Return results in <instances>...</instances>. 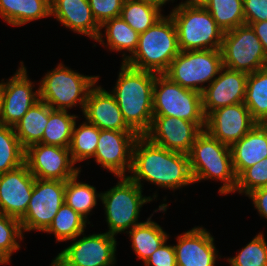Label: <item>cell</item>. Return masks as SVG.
I'll return each instance as SVG.
<instances>
[{"instance_id": "8fae6325", "label": "cell", "mask_w": 267, "mask_h": 266, "mask_svg": "<svg viewBox=\"0 0 267 266\" xmlns=\"http://www.w3.org/2000/svg\"><path fill=\"white\" fill-rule=\"evenodd\" d=\"M76 240L52 260L50 266H114L116 264V236L94 233Z\"/></svg>"}, {"instance_id": "5b68a950", "label": "cell", "mask_w": 267, "mask_h": 266, "mask_svg": "<svg viewBox=\"0 0 267 266\" xmlns=\"http://www.w3.org/2000/svg\"><path fill=\"white\" fill-rule=\"evenodd\" d=\"M99 77L80 74L61 62L39 81V99L55 110L68 111L79 105L83 113L88 94Z\"/></svg>"}, {"instance_id": "8992f818", "label": "cell", "mask_w": 267, "mask_h": 266, "mask_svg": "<svg viewBox=\"0 0 267 266\" xmlns=\"http://www.w3.org/2000/svg\"><path fill=\"white\" fill-rule=\"evenodd\" d=\"M115 186L101 193V201L104 205L107 233L113 236L122 232H128L134 226L140 224L138 218L143 205L157 198V194L143 196L142 188L128 176L118 177Z\"/></svg>"}, {"instance_id": "5bb4252c", "label": "cell", "mask_w": 267, "mask_h": 266, "mask_svg": "<svg viewBox=\"0 0 267 266\" xmlns=\"http://www.w3.org/2000/svg\"><path fill=\"white\" fill-rule=\"evenodd\" d=\"M24 63L6 82H0L2 123L14 127L24 114L39 101V89L34 92V82L30 81Z\"/></svg>"}, {"instance_id": "f6af8a7d", "label": "cell", "mask_w": 267, "mask_h": 266, "mask_svg": "<svg viewBox=\"0 0 267 266\" xmlns=\"http://www.w3.org/2000/svg\"><path fill=\"white\" fill-rule=\"evenodd\" d=\"M140 1L152 4L156 7H158L162 11L163 5H166L170 1H172V3H174L173 1H175V0H140Z\"/></svg>"}, {"instance_id": "4fadbf2b", "label": "cell", "mask_w": 267, "mask_h": 266, "mask_svg": "<svg viewBox=\"0 0 267 266\" xmlns=\"http://www.w3.org/2000/svg\"><path fill=\"white\" fill-rule=\"evenodd\" d=\"M25 163L30 173L41 180L67 181L81 169L75 167L69 148L36 143L25 149Z\"/></svg>"}, {"instance_id": "1f68e13d", "label": "cell", "mask_w": 267, "mask_h": 266, "mask_svg": "<svg viewBox=\"0 0 267 266\" xmlns=\"http://www.w3.org/2000/svg\"><path fill=\"white\" fill-rule=\"evenodd\" d=\"M76 123L69 145L70 155L75 164L94 157L99 139V128L94 124L89 123L86 119L78 127Z\"/></svg>"}, {"instance_id": "7dc6e473", "label": "cell", "mask_w": 267, "mask_h": 266, "mask_svg": "<svg viewBox=\"0 0 267 266\" xmlns=\"http://www.w3.org/2000/svg\"><path fill=\"white\" fill-rule=\"evenodd\" d=\"M3 125L2 123V112H1V96H0V126Z\"/></svg>"}, {"instance_id": "ac0fdd59", "label": "cell", "mask_w": 267, "mask_h": 266, "mask_svg": "<svg viewBox=\"0 0 267 266\" xmlns=\"http://www.w3.org/2000/svg\"><path fill=\"white\" fill-rule=\"evenodd\" d=\"M34 181L26 163L0 174V214L20 220L27 211Z\"/></svg>"}, {"instance_id": "7402d4cb", "label": "cell", "mask_w": 267, "mask_h": 266, "mask_svg": "<svg viewBox=\"0 0 267 266\" xmlns=\"http://www.w3.org/2000/svg\"><path fill=\"white\" fill-rule=\"evenodd\" d=\"M51 16L74 33L96 40L100 25L95 20L88 0H51Z\"/></svg>"}, {"instance_id": "7bdbcfd3", "label": "cell", "mask_w": 267, "mask_h": 266, "mask_svg": "<svg viewBox=\"0 0 267 266\" xmlns=\"http://www.w3.org/2000/svg\"><path fill=\"white\" fill-rule=\"evenodd\" d=\"M249 25L256 33V36L260 40L263 49L267 55V20L256 23H250Z\"/></svg>"}, {"instance_id": "7a4b0ae2", "label": "cell", "mask_w": 267, "mask_h": 266, "mask_svg": "<svg viewBox=\"0 0 267 266\" xmlns=\"http://www.w3.org/2000/svg\"><path fill=\"white\" fill-rule=\"evenodd\" d=\"M156 74L137 70L121 62L112 91L127 125L139 136L145 135L153 120V88Z\"/></svg>"}, {"instance_id": "9c48e42d", "label": "cell", "mask_w": 267, "mask_h": 266, "mask_svg": "<svg viewBox=\"0 0 267 266\" xmlns=\"http://www.w3.org/2000/svg\"><path fill=\"white\" fill-rule=\"evenodd\" d=\"M222 67L220 49L181 51L164 74L182 87L202 93Z\"/></svg>"}, {"instance_id": "bcb514c9", "label": "cell", "mask_w": 267, "mask_h": 266, "mask_svg": "<svg viewBox=\"0 0 267 266\" xmlns=\"http://www.w3.org/2000/svg\"><path fill=\"white\" fill-rule=\"evenodd\" d=\"M259 124L267 131V116Z\"/></svg>"}, {"instance_id": "ba28073f", "label": "cell", "mask_w": 267, "mask_h": 266, "mask_svg": "<svg viewBox=\"0 0 267 266\" xmlns=\"http://www.w3.org/2000/svg\"><path fill=\"white\" fill-rule=\"evenodd\" d=\"M153 116H171L190 122H206L202 94L182 87L165 74H156L153 88Z\"/></svg>"}, {"instance_id": "d6a6232c", "label": "cell", "mask_w": 267, "mask_h": 266, "mask_svg": "<svg viewBox=\"0 0 267 266\" xmlns=\"http://www.w3.org/2000/svg\"><path fill=\"white\" fill-rule=\"evenodd\" d=\"M162 16L158 7L140 0H125L120 14V17L139 34L152 27Z\"/></svg>"}, {"instance_id": "4dcf8cb0", "label": "cell", "mask_w": 267, "mask_h": 266, "mask_svg": "<svg viewBox=\"0 0 267 266\" xmlns=\"http://www.w3.org/2000/svg\"><path fill=\"white\" fill-rule=\"evenodd\" d=\"M86 224L90 223L64 202L45 232L53 233L58 242H66L80 237L85 232Z\"/></svg>"}, {"instance_id": "52a82bcc", "label": "cell", "mask_w": 267, "mask_h": 266, "mask_svg": "<svg viewBox=\"0 0 267 266\" xmlns=\"http://www.w3.org/2000/svg\"><path fill=\"white\" fill-rule=\"evenodd\" d=\"M180 51L220 49L224 32L205 7H174L170 11Z\"/></svg>"}, {"instance_id": "30bf717a", "label": "cell", "mask_w": 267, "mask_h": 266, "mask_svg": "<svg viewBox=\"0 0 267 266\" xmlns=\"http://www.w3.org/2000/svg\"><path fill=\"white\" fill-rule=\"evenodd\" d=\"M223 66L253 73L267 66V55L250 25L243 24L224 32L221 44Z\"/></svg>"}, {"instance_id": "83f0119b", "label": "cell", "mask_w": 267, "mask_h": 266, "mask_svg": "<svg viewBox=\"0 0 267 266\" xmlns=\"http://www.w3.org/2000/svg\"><path fill=\"white\" fill-rule=\"evenodd\" d=\"M77 115L65 110H55L48 105V122L43 132L42 141L45 145H56L69 148Z\"/></svg>"}, {"instance_id": "e0dca14e", "label": "cell", "mask_w": 267, "mask_h": 266, "mask_svg": "<svg viewBox=\"0 0 267 266\" xmlns=\"http://www.w3.org/2000/svg\"><path fill=\"white\" fill-rule=\"evenodd\" d=\"M255 124L250 111L242 102L212 111L206 117L205 130L218 141L231 147L245 136Z\"/></svg>"}, {"instance_id": "44dd1931", "label": "cell", "mask_w": 267, "mask_h": 266, "mask_svg": "<svg viewBox=\"0 0 267 266\" xmlns=\"http://www.w3.org/2000/svg\"><path fill=\"white\" fill-rule=\"evenodd\" d=\"M83 116L100 130L133 131L125 122L115 97L101 85L89 92Z\"/></svg>"}, {"instance_id": "7c38bea8", "label": "cell", "mask_w": 267, "mask_h": 266, "mask_svg": "<svg viewBox=\"0 0 267 266\" xmlns=\"http://www.w3.org/2000/svg\"><path fill=\"white\" fill-rule=\"evenodd\" d=\"M65 181L35 178L25 215L20 219L22 232H45L64 204Z\"/></svg>"}, {"instance_id": "4316f807", "label": "cell", "mask_w": 267, "mask_h": 266, "mask_svg": "<svg viewBox=\"0 0 267 266\" xmlns=\"http://www.w3.org/2000/svg\"><path fill=\"white\" fill-rule=\"evenodd\" d=\"M47 122L48 104L39 100L13 127L20 144L24 149L42 141L43 132Z\"/></svg>"}, {"instance_id": "3957f363", "label": "cell", "mask_w": 267, "mask_h": 266, "mask_svg": "<svg viewBox=\"0 0 267 266\" xmlns=\"http://www.w3.org/2000/svg\"><path fill=\"white\" fill-rule=\"evenodd\" d=\"M188 156L194 183L206 179L217 180L223 183L219 187L220 195L234 193L237 177L233 170L229 146L203 130L195 139Z\"/></svg>"}, {"instance_id": "836d02e7", "label": "cell", "mask_w": 267, "mask_h": 266, "mask_svg": "<svg viewBox=\"0 0 267 266\" xmlns=\"http://www.w3.org/2000/svg\"><path fill=\"white\" fill-rule=\"evenodd\" d=\"M243 0H208L205 6L218 27L228 32L245 24Z\"/></svg>"}, {"instance_id": "603a6c76", "label": "cell", "mask_w": 267, "mask_h": 266, "mask_svg": "<svg viewBox=\"0 0 267 266\" xmlns=\"http://www.w3.org/2000/svg\"><path fill=\"white\" fill-rule=\"evenodd\" d=\"M230 149L233 170L238 177L246 168L267 157V131L259 123H256Z\"/></svg>"}, {"instance_id": "ffe728a7", "label": "cell", "mask_w": 267, "mask_h": 266, "mask_svg": "<svg viewBox=\"0 0 267 266\" xmlns=\"http://www.w3.org/2000/svg\"><path fill=\"white\" fill-rule=\"evenodd\" d=\"M174 245L177 266H215L218 251L214 237L203 226L177 235Z\"/></svg>"}, {"instance_id": "b9f144b4", "label": "cell", "mask_w": 267, "mask_h": 266, "mask_svg": "<svg viewBox=\"0 0 267 266\" xmlns=\"http://www.w3.org/2000/svg\"><path fill=\"white\" fill-rule=\"evenodd\" d=\"M247 197L253 201L258 214L267 219V187L255 189Z\"/></svg>"}, {"instance_id": "2e32d148", "label": "cell", "mask_w": 267, "mask_h": 266, "mask_svg": "<svg viewBox=\"0 0 267 266\" xmlns=\"http://www.w3.org/2000/svg\"><path fill=\"white\" fill-rule=\"evenodd\" d=\"M206 122H190L171 116H153L149 131L144 135L152 143L170 151L189 154Z\"/></svg>"}, {"instance_id": "277c9868", "label": "cell", "mask_w": 267, "mask_h": 266, "mask_svg": "<svg viewBox=\"0 0 267 266\" xmlns=\"http://www.w3.org/2000/svg\"><path fill=\"white\" fill-rule=\"evenodd\" d=\"M180 52L175 23L170 14L163 15L139 34L137 49L125 64L137 70L164 74Z\"/></svg>"}, {"instance_id": "484cf974", "label": "cell", "mask_w": 267, "mask_h": 266, "mask_svg": "<svg viewBox=\"0 0 267 266\" xmlns=\"http://www.w3.org/2000/svg\"><path fill=\"white\" fill-rule=\"evenodd\" d=\"M152 216L153 214L127 232L136 257L143 262L169 239V234L158 223L152 221Z\"/></svg>"}, {"instance_id": "f35d334b", "label": "cell", "mask_w": 267, "mask_h": 266, "mask_svg": "<svg viewBox=\"0 0 267 266\" xmlns=\"http://www.w3.org/2000/svg\"><path fill=\"white\" fill-rule=\"evenodd\" d=\"M92 14L101 26L105 21L120 17L125 0H88Z\"/></svg>"}, {"instance_id": "e575fe53", "label": "cell", "mask_w": 267, "mask_h": 266, "mask_svg": "<svg viewBox=\"0 0 267 266\" xmlns=\"http://www.w3.org/2000/svg\"><path fill=\"white\" fill-rule=\"evenodd\" d=\"M25 163V149L21 146L14 128L0 126V174L18 168Z\"/></svg>"}, {"instance_id": "60d3db41", "label": "cell", "mask_w": 267, "mask_h": 266, "mask_svg": "<svg viewBox=\"0 0 267 266\" xmlns=\"http://www.w3.org/2000/svg\"><path fill=\"white\" fill-rule=\"evenodd\" d=\"M245 24L267 20V0H243Z\"/></svg>"}, {"instance_id": "ee69618b", "label": "cell", "mask_w": 267, "mask_h": 266, "mask_svg": "<svg viewBox=\"0 0 267 266\" xmlns=\"http://www.w3.org/2000/svg\"><path fill=\"white\" fill-rule=\"evenodd\" d=\"M208 3V0H185L180 4L176 5V7H195L201 8L205 7Z\"/></svg>"}, {"instance_id": "6da1fadb", "label": "cell", "mask_w": 267, "mask_h": 266, "mask_svg": "<svg viewBox=\"0 0 267 266\" xmlns=\"http://www.w3.org/2000/svg\"><path fill=\"white\" fill-rule=\"evenodd\" d=\"M129 174L142 189L143 180L173 191L194 183L187 154L158 146L144 135L135 141Z\"/></svg>"}, {"instance_id": "ab89813d", "label": "cell", "mask_w": 267, "mask_h": 266, "mask_svg": "<svg viewBox=\"0 0 267 266\" xmlns=\"http://www.w3.org/2000/svg\"><path fill=\"white\" fill-rule=\"evenodd\" d=\"M167 241L145 260V266H177L174 246Z\"/></svg>"}, {"instance_id": "74e56055", "label": "cell", "mask_w": 267, "mask_h": 266, "mask_svg": "<svg viewBox=\"0 0 267 266\" xmlns=\"http://www.w3.org/2000/svg\"><path fill=\"white\" fill-rule=\"evenodd\" d=\"M267 187V157L255 165L246 168L238 177L234 190L242 195H248L255 189Z\"/></svg>"}, {"instance_id": "d590c367", "label": "cell", "mask_w": 267, "mask_h": 266, "mask_svg": "<svg viewBox=\"0 0 267 266\" xmlns=\"http://www.w3.org/2000/svg\"><path fill=\"white\" fill-rule=\"evenodd\" d=\"M20 220L0 214V264L11 263V256L21 248L24 238ZM19 239V240H18Z\"/></svg>"}, {"instance_id": "d6986e66", "label": "cell", "mask_w": 267, "mask_h": 266, "mask_svg": "<svg viewBox=\"0 0 267 266\" xmlns=\"http://www.w3.org/2000/svg\"><path fill=\"white\" fill-rule=\"evenodd\" d=\"M247 77L248 73L223 66L201 93L205 117L218 108L244 102Z\"/></svg>"}, {"instance_id": "f1b7e54d", "label": "cell", "mask_w": 267, "mask_h": 266, "mask_svg": "<svg viewBox=\"0 0 267 266\" xmlns=\"http://www.w3.org/2000/svg\"><path fill=\"white\" fill-rule=\"evenodd\" d=\"M80 173L65 181L64 202L90 223L88 215L97 205V199H101V192L97 193L95 186L81 182L78 179Z\"/></svg>"}, {"instance_id": "9a60e30c", "label": "cell", "mask_w": 267, "mask_h": 266, "mask_svg": "<svg viewBox=\"0 0 267 266\" xmlns=\"http://www.w3.org/2000/svg\"><path fill=\"white\" fill-rule=\"evenodd\" d=\"M138 137L134 131L99 129L98 145L93 158L116 177L127 176L131 171L133 147Z\"/></svg>"}, {"instance_id": "8d00e7d4", "label": "cell", "mask_w": 267, "mask_h": 266, "mask_svg": "<svg viewBox=\"0 0 267 266\" xmlns=\"http://www.w3.org/2000/svg\"><path fill=\"white\" fill-rule=\"evenodd\" d=\"M231 266H267V242L258 233L236 256L227 259Z\"/></svg>"}, {"instance_id": "d4e9b609", "label": "cell", "mask_w": 267, "mask_h": 266, "mask_svg": "<svg viewBox=\"0 0 267 266\" xmlns=\"http://www.w3.org/2000/svg\"><path fill=\"white\" fill-rule=\"evenodd\" d=\"M51 0H0V16L9 25L19 27L51 16Z\"/></svg>"}, {"instance_id": "cb8c5ba5", "label": "cell", "mask_w": 267, "mask_h": 266, "mask_svg": "<svg viewBox=\"0 0 267 266\" xmlns=\"http://www.w3.org/2000/svg\"><path fill=\"white\" fill-rule=\"evenodd\" d=\"M103 28L106 29L104 34L102 32ZM100 29L99 36L95 41L103 46L106 44L105 46L110 51H123L122 63H125L137 49L139 33L133 30L121 17L105 21ZM103 37L106 38V42H104ZM125 51L129 52V55Z\"/></svg>"}, {"instance_id": "f546056e", "label": "cell", "mask_w": 267, "mask_h": 266, "mask_svg": "<svg viewBox=\"0 0 267 266\" xmlns=\"http://www.w3.org/2000/svg\"><path fill=\"white\" fill-rule=\"evenodd\" d=\"M244 104L256 123L267 116V66L248 74Z\"/></svg>"}]
</instances>
